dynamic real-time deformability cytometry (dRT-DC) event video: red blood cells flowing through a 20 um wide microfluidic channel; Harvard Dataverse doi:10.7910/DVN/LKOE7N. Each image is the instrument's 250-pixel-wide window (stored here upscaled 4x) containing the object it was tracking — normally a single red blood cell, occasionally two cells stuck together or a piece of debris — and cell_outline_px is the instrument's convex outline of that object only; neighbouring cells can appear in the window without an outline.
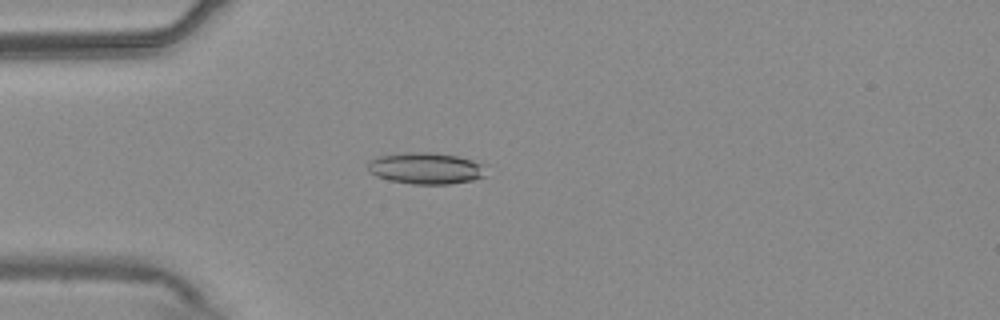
{"species": "common noctule bat (a hibernating species)", "species_latin": "Nyctalus noctula", "temperature_condition": "warm", "stored_images_in_passage": 54, "camera_frame_rate_fps": 3000, "um_per_image_px": 0.085, "animal": {"sex": "male", "body_mass_g": 20.4}, "frame": {"image": 1, "passage_image": 15, "time_ms": 4.667, "image_size_px": [1000, 320], "cell_outline_px": [[488, 176], [472, 180], [448, 184], [412, 184], [388, 180], [376, 176], [368, 172], [368, 160], [380, 156], [404, 152], [432, 152], [456, 156], [472, 160], [484, 164]], "centroid_in_image_um": [36.2, 14.31], "position_along_channel_um": 48.8, "area_um2": 21.96}}
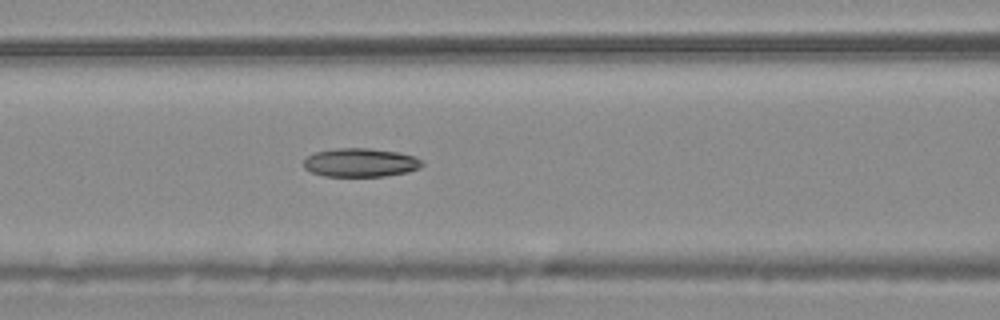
{"frame": {"image": 2, "passage_image": 23, "time_ms": 7.333, "image_size_px": [1000, 320], "cell_outline_px": [[424, 164], [420, 168], [408, 172], [384, 176], [324, 176], [312, 172], [304, 168], [304, 160], [308, 156], [316, 152], [336, 148], [368, 148], [400, 152], [416, 156]], "centroid_in_image_um": [30.67, 13.81], "position_along_channel_um": 135.9, "area_um2": 19.83}}
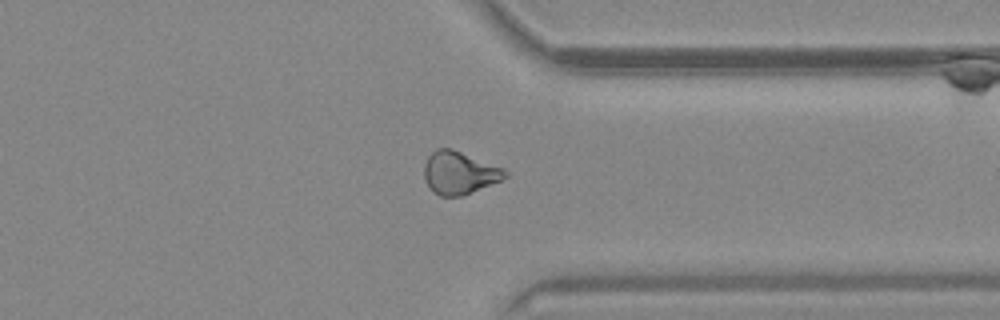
{"frame": {"image": 3, "passage_image": 42, "time_ms": 13.667, "image_size_px": [1000, 320], "cell_outline_px": [[508, 176], [504, 180], [464, 196], [440, 196], [432, 192], [424, 176], [424, 164], [428, 156], [436, 148], [452, 148], [504, 168], [508, 172]], "centroid_in_image_um": [39.08, 14.7], "position_along_channel_um": 372.3, "area_um2": 20.52}, "authors_computed_cell_mechanics": {"area_um2": 20.5479, "velocity_mm_per_s": 3.7661, "shape_relaxation_time_tau1_ms": null, "shape_relaxation_time_tau2_ms": 4.0885, "deformation_change_tau1": null, "deformation_change_tau2": 0.112}}